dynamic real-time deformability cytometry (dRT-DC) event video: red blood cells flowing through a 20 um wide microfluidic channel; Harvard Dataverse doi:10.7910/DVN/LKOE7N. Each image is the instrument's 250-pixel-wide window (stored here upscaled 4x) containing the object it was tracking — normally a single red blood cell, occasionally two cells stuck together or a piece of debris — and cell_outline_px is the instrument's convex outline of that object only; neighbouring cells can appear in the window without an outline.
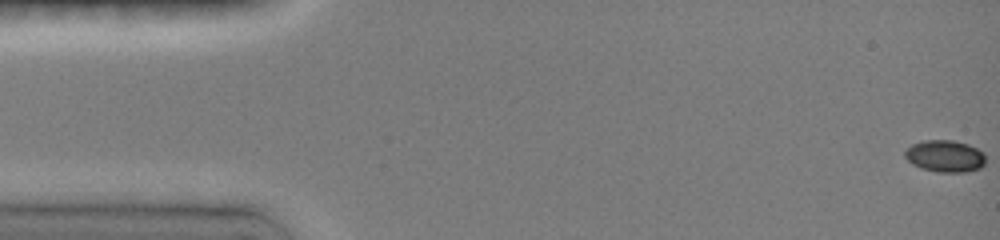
{"species": "common noctule bat (a hibernating species)", "species_latin": "Nyctalus noctula", "temperature_condition": "room temperature", "stored_images_in_passage": 49, "camera_frame_rate_fps": 3000, "um_per_image_px": 0.085, "animal": {"sex": "female", "body_mass_g": 19.0, "forearm_length_mm": 51.5}, "frame": {"image": 1, "passage_image": 1, "time_ms": 0.0, "image_size_px": [1000, 240], "cell_outline_px": [[984, 164], [980, 168], [964, 172], [940, 172], [920, 168], [912, 164], [904, 156], [904, 152], [912, 144], [924, 140], [952, 140], [968, 144], [984, 152]], "centroid_in_image_um": [80.31, 13.27], "position_along_channel_um": 4.7, "area_um2": 14.97}}
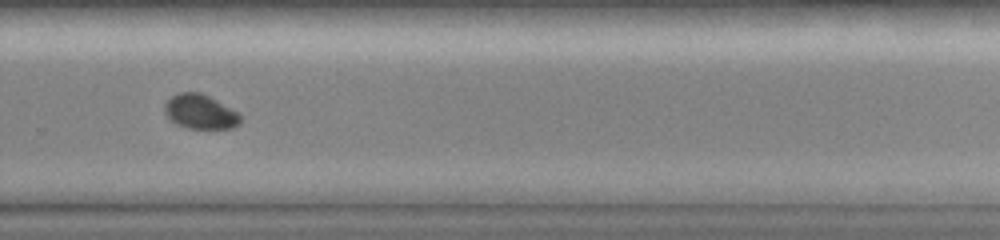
{"frame": {"image": 2, "passage_image": 34, "time_ms": 11.0, "image_size_px": [1000, 240], "cell_outline_px": [[240, 124], [232, 128], [188, 128], [176, 124], [164, 112], [164, 104], [172, 96], [180, 92], [200, 92], [240, 112]], "centroid_in_image_um": [17.04, 9.49], "position_along_channel_um": 312.8, "area_um2": 15.14}}
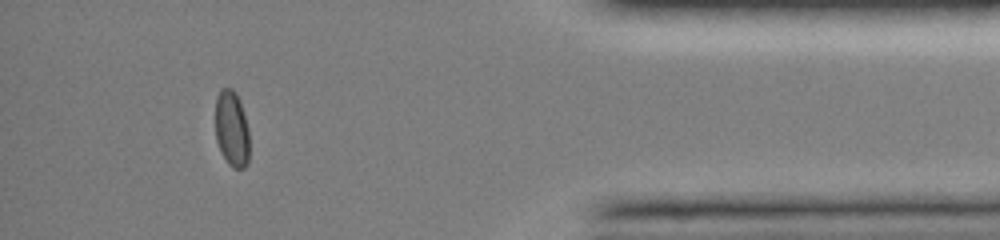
{"frame": {"image": 3, "passage_image": 44, "time_ms": 14.333, "image_size_px": [1000, 240], "cell_outline_px": [[248, 164], [244, 168], [232, 168], [228, 164], [216, 140], [216, 96], [220, 88], [232, 88], [236, 92], [240, 100], [248, 128]], "centroid_in_image_um": [19.7, 10.92], "position_along_channel_um": 415.5, "area_um2": 15.09}, "authors_computed_cell_mechanics": {"area_um2": 15.317, "velocity_mm_per_s": 4.0276, "shape_relaxation_time_tau1_ms": 7.1924, "shape_relaxation_time_tau2_ms": null, "deformation_change_tau1": 0.1201, "deformation_change_tau2": null}}